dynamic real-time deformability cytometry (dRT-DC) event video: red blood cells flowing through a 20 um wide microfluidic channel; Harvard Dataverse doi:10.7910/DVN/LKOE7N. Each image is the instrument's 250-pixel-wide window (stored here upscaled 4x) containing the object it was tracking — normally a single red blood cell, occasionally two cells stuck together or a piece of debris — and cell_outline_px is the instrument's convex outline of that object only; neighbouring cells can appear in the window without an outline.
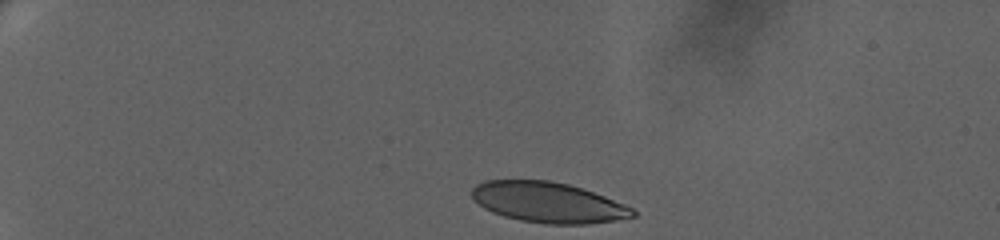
{"species": "human", "species_latin": "Homo sapiens", "temperature_condition": "warm", "stored_images_in_passage": 48, "camera_frame_rate_fps": 3000, "um_per_image_px": 0.085, "donor": {"sex": "female"}, "frame": {"image": 1, "passage_image": 1, "time_ms": 0.0, "image_size_px": [1000, 240], "cell_outline_px": [[636, 216], [616, 220], [588, 224], [544, 224], [520, 220], [504, 216], [492, 212], [484, 208], [472, 196], [472, 188], [476, 184], [484, 180], [548, 180], [568, 184], [604, 196], [624, 204], [632, 208], [636, 212]], "centroid_in_image_um": [46.58, 17.21], "position_along_channel_um": 38.4, "area_um2": 37.8}}
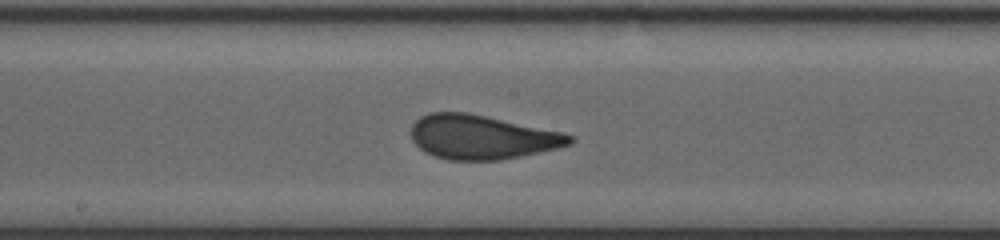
{"frame": {"image": 2, "passage_image": 25, "time_ms": 8.0, "image_size_px": [1000, 240], "cell_outline_px": [[576, 140], [572, 144], [556, 148], [520, 156], [500, 160], [448, 160], [424, 152], [412, 140], [412, 124], [420, 116], [428, 112], [468, 112], [564, 132], [576, 136]], "centroid_in_image_um": [40.98, 11.64], "position_along_channel_um": 207.2, "area_um2": 41.04}}
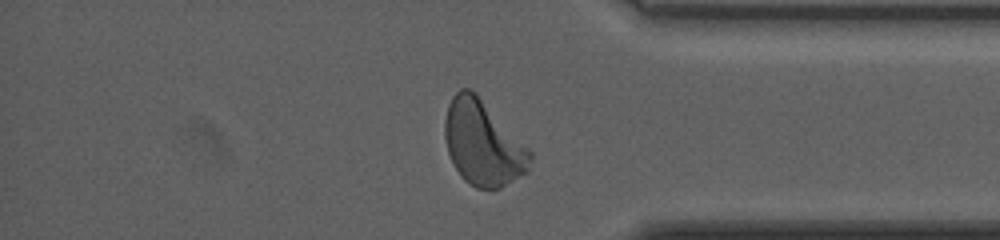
{"frame": {"image": 3, "passage_image": 43, "time_ms": 14.0, "image_size_px": [1000, 240], "cell_outline_px": [[532, 156], [528, 172], [500, 188], [476, 188], [464, 180], [456, 168], [448, 152], [444, 136], [444, 120], [448, 104], [452, 96], [460, 88], [468, 88], [532, 152]], "centroid_in_image_um": [41.02, 12.21], "position_along_channel_um": 394.2, "area_um2": 41.15}, "authors_computed_cell_mechanics": {"area_um2": 40.4889, "velocity_mm_per_s": 3.2195, "shape_relaxation_time_tau1_ms": 5.5581, "shape_relaxation_time_tau2_ms": null, "deformation_change_tau1": 0.1969, "deformation_change_tau2": null}}